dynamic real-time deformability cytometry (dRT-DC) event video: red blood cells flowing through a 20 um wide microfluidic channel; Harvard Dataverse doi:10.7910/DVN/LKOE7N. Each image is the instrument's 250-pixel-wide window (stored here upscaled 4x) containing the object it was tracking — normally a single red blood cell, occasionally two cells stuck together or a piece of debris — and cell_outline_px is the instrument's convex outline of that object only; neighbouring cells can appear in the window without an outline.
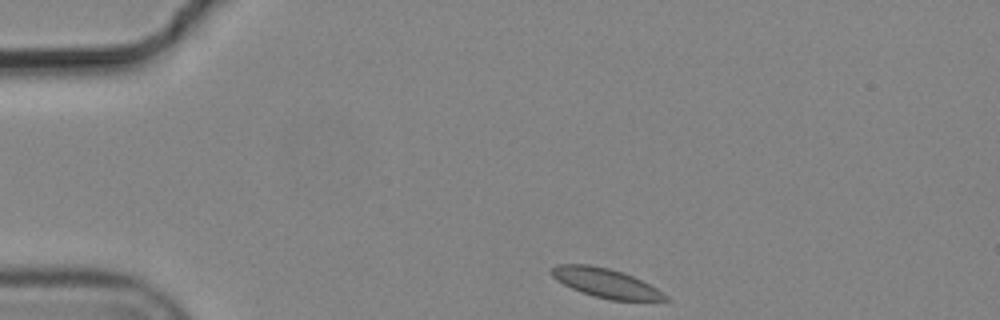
{"species": "common noctule bat (a hibernating species)", "species_latin": "Nyctalus noctula", "temperature_condition": "cold", "stored_images_in_passage": 2, "camera_frame_rate_fps": 3000, "um_per_image_px": 0.085, "animal": {"sex": "male", "body_mass_g": 19.2, "forearm_length_mm": 51.8}, "frame": {"image": 1, "passage_image": 2, "time_ms": 0.333, "image_size_px": [1000, 320], "cell_outline_px": [[672, 300], [612, 300], [592, 296], [580, 292], [556, 280], [548, 272], [552, 268], [560, 264], [588, 264], [608, 268], [632, 276], [656, 288], [668, 296]], "centroid_in_image_um": [51.45, 24.06], "position_along_channel_um": 33.6, "area_um2": 19.13}}